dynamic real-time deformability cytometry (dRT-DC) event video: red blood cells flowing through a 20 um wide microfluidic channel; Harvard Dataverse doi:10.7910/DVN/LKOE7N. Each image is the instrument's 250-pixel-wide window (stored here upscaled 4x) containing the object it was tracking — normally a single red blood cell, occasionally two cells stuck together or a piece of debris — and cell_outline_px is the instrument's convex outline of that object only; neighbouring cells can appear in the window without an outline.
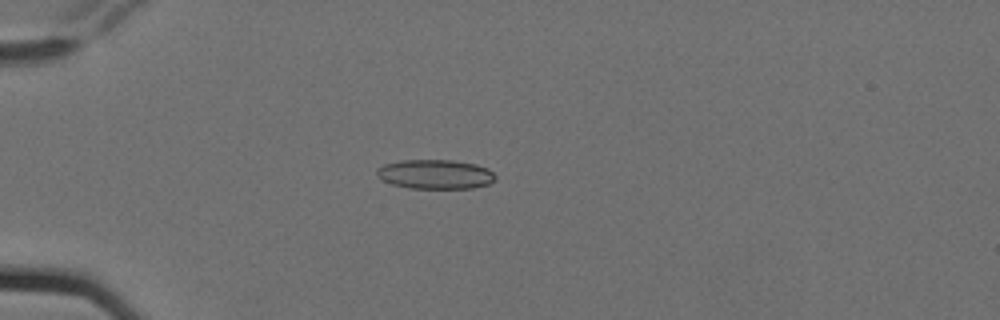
{"species": "Egyptian fruit bat (a non-hibernating species)", "species_latin": "Rousettus aegyptiacus", "temperature_condition": "cold", "stored_images_in_passage": 10, "camera_frame_rate_fps": 3000, "um_per_image_px": 0.085, "animal": {"sex": "female"}, "frame": {"image": 1, "passage_image": 5, "time_ms": 1.333, "image_size_px": [1000, 320], "cell_outline_px": [[496, 176], [488, 184], [472, 188], [408, 188], [392, 184], [384, 180], [376, 172], [376, 168], [384, 164], [400, 160], [452, 160], [476, 164], [488, 168]], "centroid_in_image_um": [36.99, 14.8], "position_along_channel_um": 48.0, "area_um2": 20.17}}
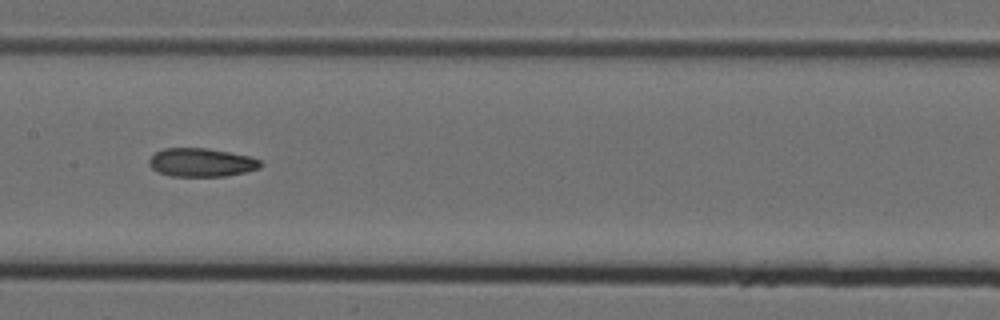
{"frame": {"image": 2, "passage_image": 9, "time_ms": 2.667, "image_size_px": [1000, 320], "cell_outline_px": [[264, 164], [260, 168], [244, 172], [224, 176], [172, 176], [156, 172], [148, 164], [148, 160], [156, 152], [164, 148], [208, 148], [248, 156], [260, 160]], "centroid_in_image_um": [17.1, 13.81], "position_along_channel_um": 190.3, "area_um2": 18.5}}
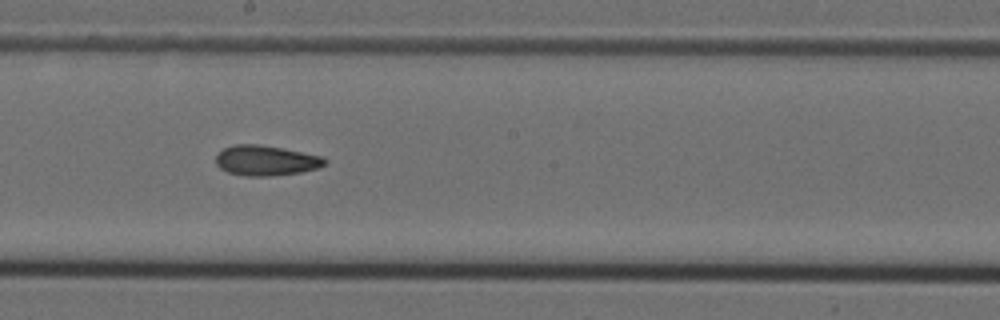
{"frame": {"image": 3, "passage_image": 10, "time_ms": 3.0, "image_size_px": [1000, 320], "cell_outline_px": [[328, 160], [320, 168], [300, 172], [272, 176], [244, 176], [228, 172], [220, 168], [216, 164], [216, 156], [224, 148], [236, 144], [260, 144], [324, 156]], "centroid_in_image_um": [22.63, 13.64], "position_along_channel_um": 225.6, "area_um2": 19.25}}